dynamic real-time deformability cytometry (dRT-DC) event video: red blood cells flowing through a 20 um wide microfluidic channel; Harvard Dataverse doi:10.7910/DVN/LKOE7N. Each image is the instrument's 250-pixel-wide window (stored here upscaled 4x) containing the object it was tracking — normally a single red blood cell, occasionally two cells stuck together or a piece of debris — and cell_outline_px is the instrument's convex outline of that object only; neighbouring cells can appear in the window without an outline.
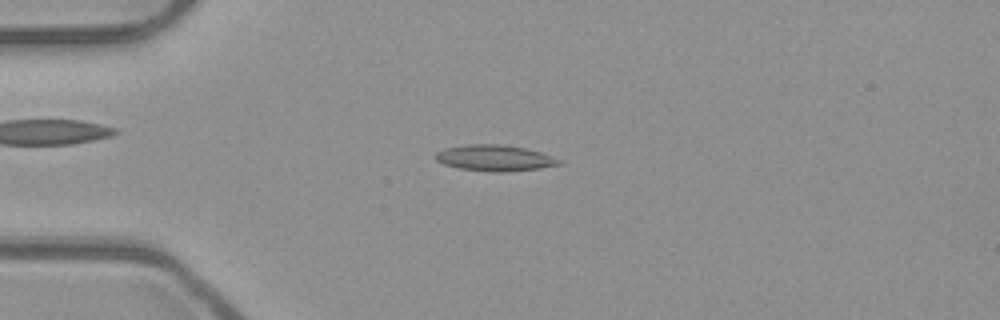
{"species": "common noctule bat (a hibernating species)", "species_latin": "Nyctalus noctula", "temperature_condition": "room temperature", "stored_images_in_passage": 52, "camera_frame_rate_fps": 3000, "um_per_image_px": 0.085, "animal": {"sex": "male", "body_mass_g": 23.1, "forearm_length_mm": 52.7}, "frame": {"image": 1, "passage_image": 13, "time_ms": 4.0, "image_size_px": [1000, 320], "cell_outline_px": [[560, 164], [540, 168], [504, 172], [492, 172], [460, 168], [444, 164], [436, 160], [436, 152], [444, 148], [468, 144], [500, 144], [524, 148], [540, 152], [552, 156], [560, 160]], "centroid_in_image_um": [42.03, 13.42], "position_along_channel_um": 43.0, "area_um2": 18.55}}
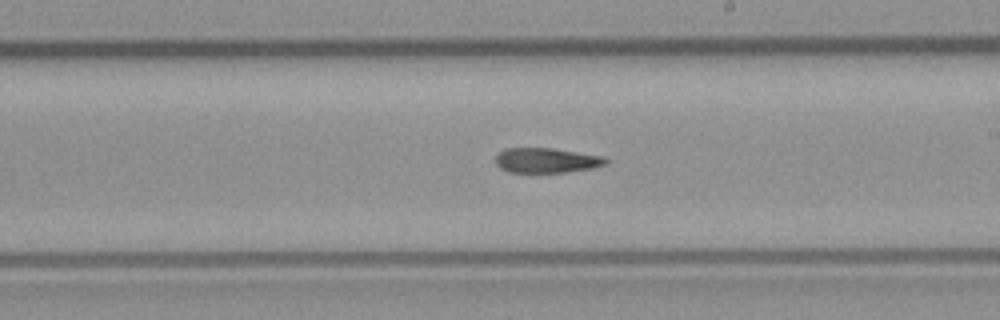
{"frame": {"image": 2, "passage_image": 30, "time_ms": 9.667, "image_size_px": [1000, 320], "cell_outline_px": [[608, 164], [592, 168], [568, 172], [508, 172], [500, 168], [496, 164], [496, 156], [504, 148], [552, 148], [604, 156], [608, 160]], "centroid_in_image_um": [46.47, 13.63], "position_along_channel_um": 242.5, "area_um2": 16.07}}
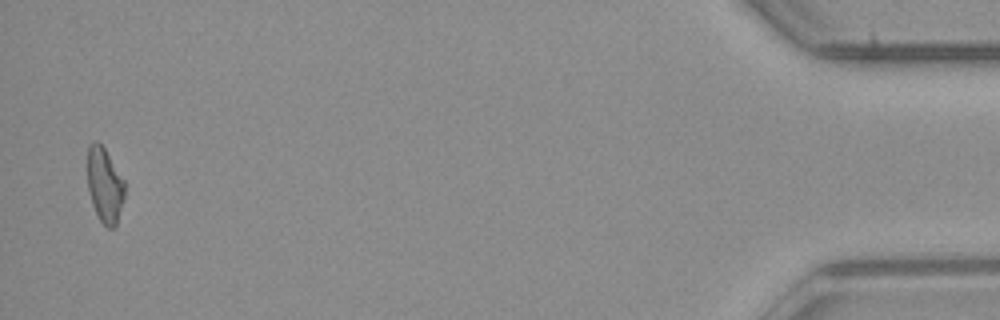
{"frame": {"image": 3, "passage_image": 51, "time_ms": 16.667, "image_size_px": [1000, 320], "cell_outline_px": [[124, 196], [116, 224], [112, 228], [108, 228], [100, 220], [92, 204], [88, 188], [88, 148], [96, 140], [104, 148], [124, 180]], "centroid_in_image_um": [8.89, 15.74], "position_along_channel_um": 426.3, "area_um2": 15.78}}